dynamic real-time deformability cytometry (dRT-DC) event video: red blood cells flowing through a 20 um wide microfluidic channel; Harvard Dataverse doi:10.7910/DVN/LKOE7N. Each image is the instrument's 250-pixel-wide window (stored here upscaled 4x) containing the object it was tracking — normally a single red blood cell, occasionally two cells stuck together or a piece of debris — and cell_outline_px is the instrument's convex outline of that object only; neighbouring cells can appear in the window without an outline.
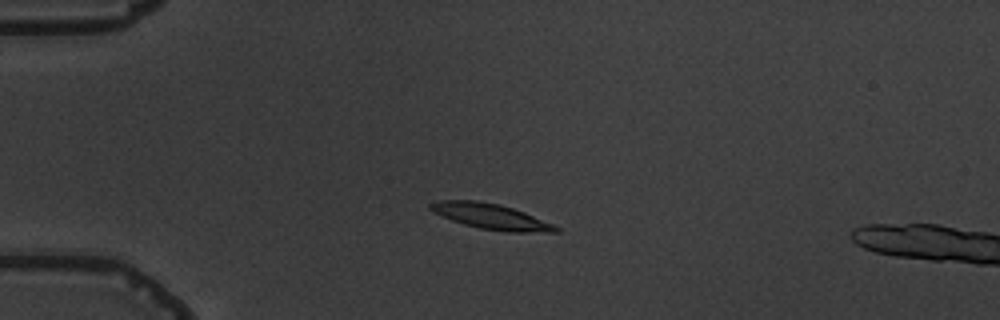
{"species": "common noctule bat (a hibernating species)", "species_latin": "Nyctalus noctula", "temperature_condition": "warm", "stored_images_in_passage": 5, "camera_frame_rate_fps": 3000, "um_per_image_px": 0.085, "animal": {"sex": "male", "body_mass_g": 19.5, "forearm_length_mm": 54.6}, "frame": {"image": 1, "passage_image": 4, "time_ms": 3.333, "image_size_px": [1000, 320], "cell_outline_px": [[560, 232], [504, 232], [480, 228], [464, 224], [452, 220], [432, 212], [428, 208], [428, 204], [440, 200], [476, 200], [500, 204], [524, 212], [552, 224], [560, 228]], "centroid_in_image_um": [41.7, 18.4], "position_along_channel_um": 43.3, "area_um2": 18.61}}